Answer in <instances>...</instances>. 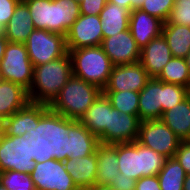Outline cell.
<instances>
[{
    "mask_svg": "<svg viewBox=\"0 0 190 190\" xmlns=\"http://www.w3.org/2000/svg\"><path fill=\"white\" fill-rule=\"evenodd\" d=\"M30 157L36 163L67 160L69 153L68 118L50 108L41 116L36 128L26 134Z\"/></svg>",
    "mask_w": 190,
    "mask_h": 190,
    "instance_id": "6da1fadb",
    "label": "cell"
},
{
    "mask_svg": "<svg viewBox=\"0 0 190 190\" xmlns=\"http://www.w3.org/2000/svg\"><path fill=\"white\" fill-rule=\"evenodd\" d=\"M28 7L35 29L67 35L80 16L79 3L74 0H22Z\"/></svg>",
    "mask_w": 190,
    "mask_h": 190,
    "instance_id": "7a4b0ae2",
    "label": "cell"
},
{
    "mask_svg": "<svg viewBox=\"0 0 190 190\" xmlns=\"http://www.w3.org/2000/svg\"><path fill=\"white\" fill-rule=\"evenodd\" d=\"M70 54L34 66L33 81L28 91L30 102L49 105L72 77Z\"/></svg>",
    "mask_w": 190,
    "mask_h": 190,
    "instance_id": "3957f363",
    "label": "cell"
},
{
    "mask_svg": "<svg viewBox=\"0 0 190 190\" xmlns=\"http://www.w3.org/2000/svg\"><path fill=\"white\" fill-rule=\"evenodd\" d=\"M101 93L98 86L72 75L48 106L66 118L79 121Z\"/></svg>",
    "mask_w": 190,
    "mask_h": 190,
    "instance_id": "277c9868",
    "label": "cell"
},
{
    "mask_svg": "<svg viewBox=\"0 0 190 190\" xmlns=\"http://www.w3.org/2000/svg\"><path fill=\"white\" fill-rule=\"evenodd\" d=\"M117 159L120 173L139 180L142 177L158 175L167 158L133 141L118 143Z\"/></svg>",
    "mask_w": 190,
    "mask_h": 190,
    "instance_id": "5b68a950",
    "label": "cell"
},
{
    "mask_svg": "<svg viewBox=\"0 0 190 190\" xmlns=\"http://www.w3.org/2000/svg\"><path fill=\"white\" fill-rule=\"evenodd\" d=\"M72 61L73 76L98 86L107 85L113 63L101 46L68 50Z\"/></svg>",
    "mask_w": 190,
    "mask_h": 190,
    "instance_id": "8992f818",
    "label": "cell"
},
{
    "mask_svg": "<svg viewBox=\"0 0 190 190\" xmlns=\"http://www.w3.org/2000/svg\"><path fill=\"white\" fill-rule=\"evenodd\" d=\"M34 66L25 43L9 42L0 61V79L13 82L29 91L33 81Z\"/></svg>",
    "mask_w": 190,
    "mask_h": 190,
    "instance_id": "52a82bcc",
    "label": "cell"
},
{
    "mask_svg": "<svg viewBox=\"0 0 190 190\" xmlns=\"http://www.w3.org/2000/svg\"><path fill=\"white\" fill-rule=\"evenodd\" d=\"M25 45L33 66L48 63L68 53L65 36L45 29H34Z\"/></svg>",
    "mask_w": 190,
    "mask_h": 190,
    "instance_id": "ba28073f",
    "label": "cell"
},
{
    "mask_svg": "<svg viewBox=\"0 0 190 190\" xmlns=\"http://www.w3.org/2000/svg\"><path fill=\"white\" fill-rule=\"evenodd\" d=\"M35 160L30 157L29 139L26 136H8L0 130V172L31 173Z\"/></svg>",
    "mask_w": 190,
    "mask_h": 190,
    "instance_id": "9c48e42d",
    "label": "cell"
},
{
    "mask_svg": "<svg viewBox=\"0 0 190 190\" xmlns=\"http://www.w3.org/2000/svg\"><path fill=\"white\" fill-rule=\"evenodd\" d=\"M180 141L161 119L140 123L137 142L166 158L175 156Z\"/></svg>",
    "mask_w": 190,
    "mask_h": 190,
    "instance_id": "30bf717a",
    "label": "cell"
},
{
    "mask_svg": "<svg viewBox=\"0 0 190 190\" xmlns=\"http://www.w3.org/2000/svg\"><path fill=\"white\" fill-rule=\"evenodd\" d=\"M30 177L36 190H80L61 160L52 159L36 163Z\"/></svg>",
    "mask_w": 190,
    "mask_h": 190,
    "instance_id": "8fae6325",
    "label": "cell"
},
{
    "mask_svg": "<svg viewBox=\"0 0 190 190\" xmlns=\"http://www.w3.org/2000/svg\"><path fill=\"white\" fill-rule=\"evenodd\" d=\"M101 24L99 15L80 14L65 36L67 50L101 46L103 41Z\"/></svg>",
    "mask_w": 190,
    "mask_h": 190,
    "instance_id": "7c38bea8",
    "label": "cell"
},
{
    "mask_svg": "<svg viewBox=\"0 0 190 190\" xmlns=\"http://www.w3.org/2000/svg\"><path fill=\"white\" fill-rule=\"evenodd\" d=\"M101 47L114 66L140 62L141 49L129 29L103 38Z\"/></svg>",
    "mask_w": 190,
    "mask_h": 190,
    "instance_id": "4fadbf2b",
    "label": "cell"
},
{
    "mask_svg": "<svg viewBox=\"0 0 190 190\" xmlns=\"http://www.w3.org/2000/svg\"><path fill=\"white\" fill-rule=\"evenodd\" d=\"M151 77L140 62L113 66L107 85L102 91L140 92Z\"/></svg>",
    "mask_w": 190,
    "mask_h": 190,
    "instance_id": "5bb4252c",
    "label": "cell"
},
{
    "mask_svg": "<svg viewBox=\"0 0 190 190\" xmlns=\"http://www.w3.org/2000/svg\"><path fill=\"white\" fill-rule=\"evenodd\" d=\"M49 109L47 104L29 102L0 124V130L8 136H26L36 128L41 116Z\"/></svg>",
    "mask_w": 190,
    "mask_h": 190,
    "instance_id": "9a60e30c",
    "label": "cell"
},
{
    "mask_svg": "<svg viewBox=\"0 0 190 190\" xmlns=\"http://www.w3.org/2000/svg\"><path fill=\"white\" fill-rule=\"evenodd\" d=\"M140 123L138 116L120 113L111 105L110 129L99 140V143L115 144L137 141Z\"/></svg>",
    "mask_w": 190,
    "mask_h": 190,
    "instance_id": "2e32d148",
    "label": "cell"
},
{
    "mask_svg": "<svg viewBox=\"0 0 190 190\" xmlns=\"http://www.w3.org/2000/svg\"><path fill=\"white\" fill-rule=\"evenodd\" d=\"M163 82L150 78L139 92L138 117L140 121L158 120L162 117Z\"/></svg>",
    "mask_w": 190,
    "mask_h": 190,
    "instance_id": "e0dca14e",
    "label": "cell"
},
{
    "mask_svg": "<svg viewBox=\"0 0 190 190\" xmlns=\"http://www.w3.org/2000/svg\"><path fill=\"white\" fill-rule=\"evenodd\" d=\"M163 22L140 9L130 12L129 30L138 47L143 49L152 39L162 34Z\"/></svg>",
    "mask_w": 190,
    "mask_h": 190,
    "instance_id": "ac0fdd59",
    "label": "cell"
},
{
    "mask_svg": "<svg viewBox=\"0 0 190 190\" xmlns=\"http://www.w3.org/2000/svg\"><path fill=\"white\" fill-rule=\"evenodd\" d=\"M111 102L101 93L80 118V122L100 140L110 129Z\"/></svg>",
    "mask_w": 190,
    "mask_h": 190,
    "instance_id": "d6986e66",
    "label": "cell"
},
{
    "mask_svg": "<svg viewBox=\"0 0 190 190\" xmlns=\"http://www.w3.org/2000/svg\"><path fill=\"white\" fill-rule=\"evenodd\" d=\"M171 58V50L161 34L141 49L140 63L151 78H156Z\"/></svg>",
    "mask_w": 190,
    "mask_h": 190,
    "instance_id": "ffe728a7",
    "label": "cell"
},
{
    "mask_svg": "<svg viewBox=\"0 0 190 190\" xmlns=\"http://www.w3.org/2000/svg\"><path fill=\"white\" fill-rule=\"evenodd\" d=\"M68 136L70 158H82L93 154L99 144L98 138L93 135L80 121L68 118Z\"/></svg>",
    "mask_w": 190,
    "mask_h": 190,
    "instance_id": "44dd1931",
    "label": "cell"
},
{
    "mask_svg": "<svg viewBox=\"0 0 190 190\" xmlns=\"http://www.w3.org/2000/svg\"><path fill=\"white\" fill-rule=\"evenodd\" d=\"M97 160L98 156L95 151L82 158L76 157L64 161L65 170L80 190H85L96 183Z\"/></svg>",
    "mask_w": 190,
    "mask_h": 190,
    "instance_id": "7402d4cb",
    "label": "cell"
},
{
    "mask_svg": "<svg viewBox=\"0 0 190 190\" xmlns=\"http://www.w3.org/2000/svg\"><path fill=\"white\" fill-rule=\"evenodd\" d=\"M29 102L26 89L13 82L0 79V124Z\"/></svg>",
    "mask_w": 190,
    "mask_h": 190,
    "instance_id": "603a6c76",
    "label": "cell"
},
{
    "mask_svg": "<svg viewBox=\"0 0 190 190\" xmlns=\"http://www.w3.org/2000/svg\"><path fill=\"white\" fill-rule=\"evenodd\" d=\"M34 29L30 11L21 0L15 7L13 16L4 27V36L9 42L25 43Z\"/></svg>",
    "mask_w": 190,
    "mask_h": 190,
    "instance_id": "cb8c5ba5",
    "label": "cell"
},
{
    "mask_svg": "<svg viewBox=\"0 0 190 190\" xmlns=\"http://www.w3.org/2000/svg\"><path fill=\"white\" fill-rule=\"evenodd\" d=\"M97 176L96 183L110 185L116 175L120 173L118 166V143H99L96 149Z\"/></svg>",
    "mask_w": 190,
    "mask_h": 190,
    "instance_id": "d4e9b609",
    "label": "cell"
},
{
    "mask_svg": "<svg viewBox=\"0 0 190 190\" xmlns=\"http://www.w3.org/2000/svg\"><path fill=\"white\" fill-rule=\"evenodd\" d=\"M181 141L190 140V95L160 118Z\"/></svg>",
    "mask_w": 190,
    "mask_h": 190,
    "instance_id": "484cf974",
    "label": "cell"
},
{
    "mask_svg": "<svg viewBox=\"0 0 190 190\" xmlns=\"http://www.w3.org/2000/svg\"><path fill=\"white\" fill-rule=\"evenodd\" d=\"M99 16L102 22L103 38L129 29L130 11L117 4L107 2Z\"/></svg>",
    "mask_w": 190,
    "mask_h": 190,
    "instance_id": "4316f807",
    "label": "cell"
},
{
    "mask_svg": "<svg viewBox=\"0 0 190 190\" xmlns=\"http://www.w3.org/2000/svg\"><path fill=\"white\" fill-rule=\"evenodd\" d=\"M162 35L171 50L172 57L185 58L190 52V27L163 24Z\"/></svg>",
    "mask_w": 190,
    "mask_h": 190,
    "instance_id": "83f0119b",
    "label": "cell"
},
{
    "mask_svg": "<svg viewBox=\"0 0 190 190\" xmlns=\"http://www.w3.org/2000/svg\"><path fill=\"white\" fill-rule=\"evenodd\" d=\"M157 176L161 190H183L186 172L175 157L166 159Z\"/></svg>",
    "mask_w": 190,
    "mask_h": 190,
    "instance_id": "f1b7e54d",
    "label": "cell"
},
{
    "mask_svg": "<svg viewBox=\"0 0 190 190\" xmlns=\"http://www.w3.org/2000/svg\"><path fill=\"white\" fill-rule=\"evenodd\" d=\"M156 78L165 83L178 84L190 89L188 66L181 57H172Z\"/></svg>",
    "mask_w": 190,
    "mask_h": 190,
    "instance_id": "f546056e",
    "label": "cell"
},
{
    "mask_svg": "<svg viewBox=\"0 0 190 190\" xmlns=\"http://www.w3.org/2000/svg\"><path fill=\"white\" fill-rule=\"evenodd\" d=\"M111 102L113 108L120 113L138 116L139 92L134 91H102Z\"/></svg>",
    "mask_w": 190,
    "mask_h": 190,
    "instance_id": "4dcf8cb0",
    "label": "cell"
},
{
    "mask_svg": "<svg viewBox=\"0 0 190 190\" xmlns=\"http://www.w3.org/2000/svg\"><path fill=\"white\" fill-rule=\"evenodd\" d=\"M0 184L7 190H36L30 173L13 170L0 172Z\"/></svg>",
    "mask_w": 190,
    "mask_h": 190,
    "instance_id": "1f68e13d",
    "label": "cell"
},
{
    "mask_svg": "<svg viewBox=\"0 0 190 190\" xmlns=\"http://www.w3.org/2000/svg\"><path fill=\"white\" fill-rule=\"evenodd\" d=\"M190 95V89L172 83L163 82V103L162 112L170 110L172 107L186 99Z\"/></svg>",
    "mask_w": 190,
    "mask_h": 190,
    "instance_id": "d6a6232c",
    "label": "cell"
},
{
    "mask_svg": "<svg viewBox=\"0 0 190 190\" xmlns=\"http://www.w3.org/2000/svg\"><path fill=\"white\" fill-rule=\"evenodd\" d=\"M175 0H144L140 10L165 23L172 11Z\"/></svg>",
    "mask_w": 190,
    "mask_h": 190,
    "instance_id": "836d02e7",
    "label": "cell"
},
{
    "mask_svg": "<svg viewBox=\"0 0 190 190\" xmlns=\"http://www.w3.org/2000/svg\"><path fill=\"white\" fill-rule=\"evenodd\" d=\"M163 24H178L190 27V0H175L172 11Z\"/></svg>",
    "mask_w": 190,
    "mask_h": 190,
    "instance_id": "e575fe53",
    "label": "cell"
},
{
    "mask_svg": "<svg viewBox=\"0 0 190 190\" xmlns=\"http://www.w3.org/2000/svg\"><path fill=\"white\" fill-rule=\"evenodd\" d=\"M174 157L184 168L186 174H190V140L180 141Z\"/></svg>",
    "mask_w": 190,
    "mask_h": 190,
    "instance_id": "d590c367",
    "label": "cell"
},
{
    "mask_svg": "<svg viewBox=\"0 0 190 190\" xmlns=\"http://www.w3.org/2000/svg\"><path fill=\"white\" fill-rule=\"evenodd\" d=\"M106 3L107 0H83L79 3L80 14L99 15Z\"/></svg>",
    "mask_w": 190,
    "mask_h": 190,
    "instance_id": "8d00e7d4",
    "label": "cell"
},
{
    "mask_svg": "<svg viewBox=\"0 0 190 190\" xmlns=\"http://www.w3.org/2000/svg\"><path fill=\"white\" fill-rule=\"evenodd\" d=\"M21 0H0V25L5 27L11 17L14 9Z\"/></svg>",
    "mask_w": 190,
    "mask_h": 190,
    "instance_id": "74e56055",
    "label": "cell"
},
{
    "mask_svg": "<svg viewBox=\"0 0 190 190\" xmlns=\"http://www.w3.org/2000/svg\"><path fill=\"white\" fill-rule=\"evenodd\" d=\"M136 181L130 177L124 176L122 173H119L114 177L110 186L114 190H135Z\"/></svg>",
    "mask_w": 190,
    "mask_h": 190,
    "instance_id": "f35d334b",
    "label": "cell"
},
{
    "mask_svg": "<svg viewBox=\"0 0 190 190\" xmlns=\"http://www.w3.org/2000/svg\"><path fill=\"white\" fill-rule=\"evenodd\" d=\"M135 190H161L158 176H146L136 181Z\"/></svg>",
    "mask_w": 190,
    "mask_h": 190,
    "instance_id": "ab89813d",
    "label": "cell"
},
{
    "mask_svg": "<svg viewBox=\"0 0 190 190\" xmlns=\"http://www.w3.org/2000/svg\"><path fill=\"white\" fill-rule=\"evenodd\" d=\"M113 4H117L120 7L128 9L130 12L135 9V0H107Z\"/></svg>",
    "mask_w": 190,
    "mask_h": 190,
    "instance_id": "60d3db41",
    "label": "cell"
},
{
    "mask_svg": "<svg viewBox=\"0 0 190 190\" xmlns=\"http://www.w3.org/2000/svg\"><path fill=\"white\" fill-rule=\"evenodd\" d=\"M85 190H114V189L110 185L95 183L94 185L86 188Z\"/></svg>",
    "mask_w": 190,
    "mask_h": 190,
    "instance_id": "b9f144b4",
    "label": "cell"
},
{
    "mask_svg": "<svg viewBox=\"0 0 190 190\" xmlns=\"http://www.w3.org/2000/svg\"><path fill=\"white\" fill-rule=\"evenodd\" d=\"M8 40L5 38V36L0 37V61L2 60L5 52V48L7 46Z\"/></svg>",
    "mask_w": 190,
    "mask_h": 190,
    "instance_id": "7bdbcfd3",
    "label": "cell"
},
{
    "mask_svg": "<svg viewBox=\"0 0 190 190\" xmlns=\"http://www.w3.org/2000/svg\"><path fill=\"white\" fill-rule=\"evenodd\" d=\"M183 190H190V174H186V178L184 180Z\"/></svg>",
    "mask_w": 190,
    "mask_h": 190,
    "instance_id": "ee69618b",
    "label": "cell"
},
{
    "mask_svg": "<svg viewBox=\"0 0 190 190\" xmlns=\"http://www.w3.org/2000/svg\"><path fill=\"white\" fill-rule=\"evenodd\" d=\"M184 59H185L186 65L188 66V71L190 74V52L187 54V56Z\"/></svg>",
    "mask_w": 190,
    "mask_h": 190,
    "instance_id": "f6af8a7d",
    "label": "cell"
},
{
    "mask_svg": "<svg viewBox=\"0 0 190 190\" xmlns=\"http://www.w3.org/2000/svg\"><path fill=\"white\" fill-rule=\"evenodd\" d=\"M144 0H135V9H140Z\"/></svg>",
    "mask_w": 190,
    "mask_h": 190,
    "instance_id": "bcb514c9",
    "label": "cell"
},
{
    "mask_svg": "<svg viewBox=\"0 0 190 190\" xmlns=\"http://www.w3.org/2000/svg\"><path fill=\"white\" fill-rule=\"evenodd\" d=\"M4 36V27L0 25V37Z\"/></svg>",
    "mask_w": 190,
    "mask_h": 190,
    "instance_id": "7dc6e473",
    "label": "cell"
},
{
    "mask_svg": "<svg viewBox=\"0 0 190 190\" xmlns=\"http://www.w3.org/2000/svg\"><path fill=\"white\" fill-rule=\"evenodd\" d=\"M0 190H7V189L0 184Z\"/></svg>",
    "mask_w": 190,
    "mask_h": 190,
    "instance_id": "c3c4849f",
    "label": "cell"
},
{
    "mask_svg": "<svg viewBox=\"0 0 190 190\" xmlns=\"http://www.w3.org/2000/svg\"><path fill=\"white\" fill-rule=\"evenodd\" d=\"M74 1H77L78 3H81L83 0H74Z\"/></svg>",
    "mask_w": 190,
    "mask_h": 190,
    "instance_id": "681fc988",
    "label": "cell"
}]
</instances>
